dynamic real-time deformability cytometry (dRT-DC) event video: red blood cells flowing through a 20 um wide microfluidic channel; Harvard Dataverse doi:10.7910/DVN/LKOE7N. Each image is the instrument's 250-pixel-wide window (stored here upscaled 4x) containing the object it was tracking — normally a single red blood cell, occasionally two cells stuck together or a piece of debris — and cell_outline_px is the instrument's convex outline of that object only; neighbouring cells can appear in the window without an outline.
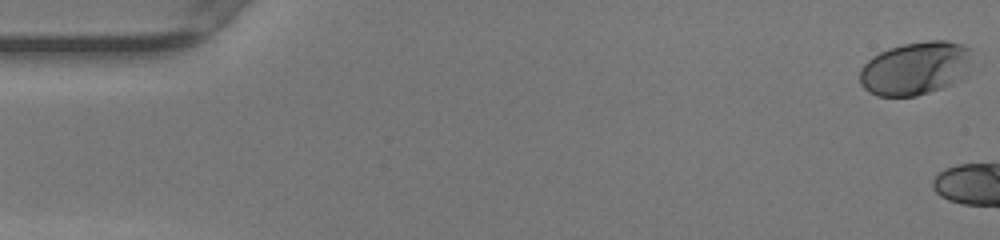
{"species": "human", "species_latin": "Homo sapiens", "temperature_condition": "warm", "stored_images_in_passage": 5, "camera_frame_rate_fps": 3000, "um_per_image_px": 0.085, "donor": {"sex": "female"}, "frame": {"image": 1, "passage_image": 1, "time_ms": 0.0, "image_size_px": [1000, 240], "cell_outline_px": [[972, 48], [968, 76], [952, 84], [916, 96], [876, 96], [868, 92], [860, 84], [860, 68], [872, 56], [888, 48], [904, 44], [928, 40], [944, 40], [964, 44]], "centroid_in_image_um": [77.83, 5.8], "position_along_channel_um": 7.2, "area_um2": 35.37}}